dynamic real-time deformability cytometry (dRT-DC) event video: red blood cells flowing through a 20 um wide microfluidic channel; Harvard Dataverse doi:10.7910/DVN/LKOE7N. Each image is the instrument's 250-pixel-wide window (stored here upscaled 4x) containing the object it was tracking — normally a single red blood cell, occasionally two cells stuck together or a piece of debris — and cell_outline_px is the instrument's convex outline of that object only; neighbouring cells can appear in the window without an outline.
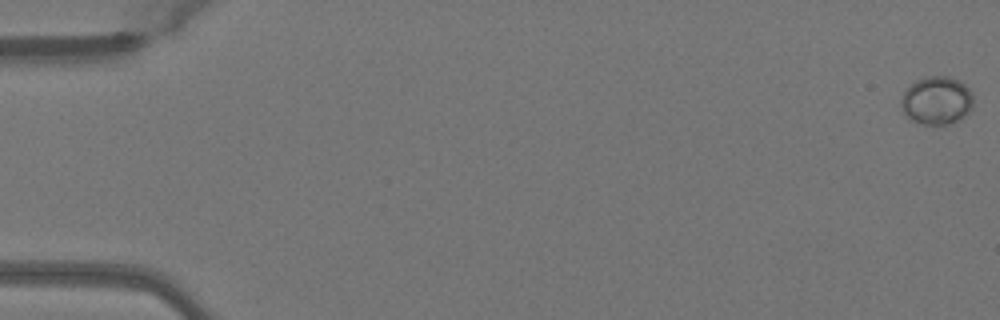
{"species": "Egyptian fruit bat (a non-hibernating species)", "species_latin": "Rousettus aegyptiacus", "temperature_condition": "warm", "stored_images_in_passage": 51, "camera_frame_rate_fps": 3000, "um_per_image_px": 0.085, "animal": {"sex": "female"}, "frame": {"image": 1, "passage_image": 1, "time_ms": 0.0, "image_size_px": [1000, 320], "cell_outline_px": [[972, 108], [964, 116], [948, 124], [924, 124], [912, 120], [900, 108], [900, 100], [904, 92], [916, 80], [928, 76], [948, 76], [960, 80], [972, 92]], "centroid_in_image_um": [79.62, 8.52], "position_along_channel_um": 5.4, "area_um2": 20.11}}
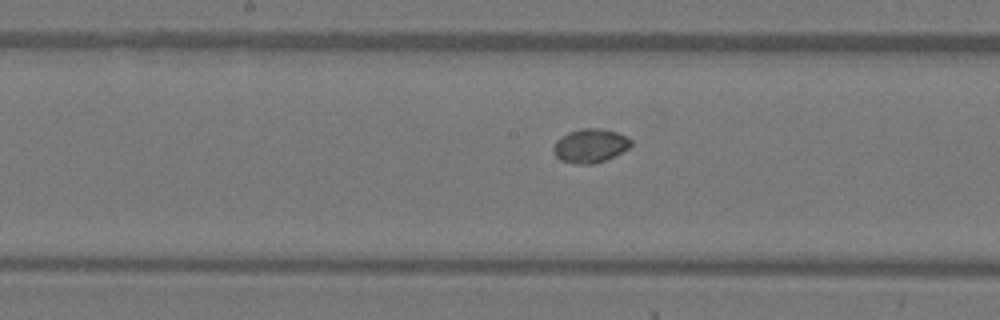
{"frame": {"image": 2, "passage_image": 27, "time_ms": 8.667, "image_size_px": [1000, 320], "cell_outline_px": [[632, 144], [628, 148], [604, 160], [592, 164], [572, 164], [560, 160], [556, 156], [552, 148], [556, 140], [560, 136], [568, 132], [584, 128], [596, 128], [616, 132], [628, 136], [632, 140]], "centroid_in_image_um": [50.13, 12.38], "position_along_channel_um": 198.1, "area_um2": 15.26}}
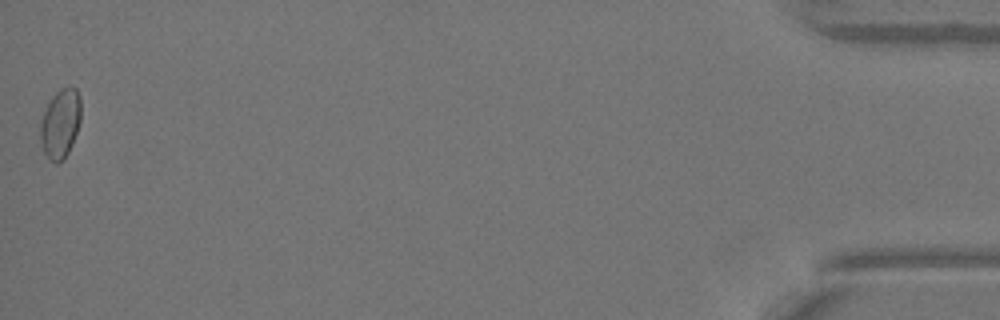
{"frame": {"image": 3, "passage_image": 51, "time_ms": 16.667, "image_size_px": [1000, 320], "cell_outline_px": [[80, 120], [72, 144], [64, 160], [56, 164], [44, 152], [40, 140], [40, 124], [44, 112], [52, 96], [60, 88], [76, 88], [80, 96]], "centroid_in_image_um": [5.13, 10.51], "position_along_channel_um": 430.1, "area_um2": 16.13}}